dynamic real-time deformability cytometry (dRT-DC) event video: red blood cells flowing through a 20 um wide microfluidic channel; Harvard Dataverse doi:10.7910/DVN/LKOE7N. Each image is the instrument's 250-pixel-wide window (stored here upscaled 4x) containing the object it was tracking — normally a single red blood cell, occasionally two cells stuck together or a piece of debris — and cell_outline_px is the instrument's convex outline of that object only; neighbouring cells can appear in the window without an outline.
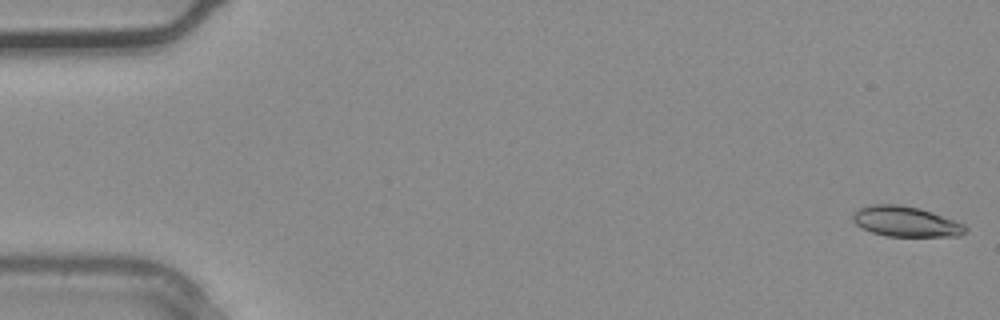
{"species": "common noctule bat (a hibernating species)", "species_latin": "Nyctalus noctula", "temperature_condition": "warm", "stored_images_in_passage": 38, "camera_frame_rate_fps": 3000, "um_per_image_px": 0.085, "animal": {"sex": "male", "body_mass_g": 20.4}, "frame": {"image": 1, "passage_image": 1, "time_ms": 0.0, "image_size_px": [1000, 320], "cell_outline_px": [[968, 232], [960, 236], [888, 236], [872, 232], [856, 224], [852, 220], [852, 216], [860, 208], [872, 204], [900, 204], [920, 208], [932, 212], [964, 224], [968, 228]], "centroid_in_image_um": [77.03, 18.83], "position_along_channel_um": 8.0, "area_um2": 19.83}}